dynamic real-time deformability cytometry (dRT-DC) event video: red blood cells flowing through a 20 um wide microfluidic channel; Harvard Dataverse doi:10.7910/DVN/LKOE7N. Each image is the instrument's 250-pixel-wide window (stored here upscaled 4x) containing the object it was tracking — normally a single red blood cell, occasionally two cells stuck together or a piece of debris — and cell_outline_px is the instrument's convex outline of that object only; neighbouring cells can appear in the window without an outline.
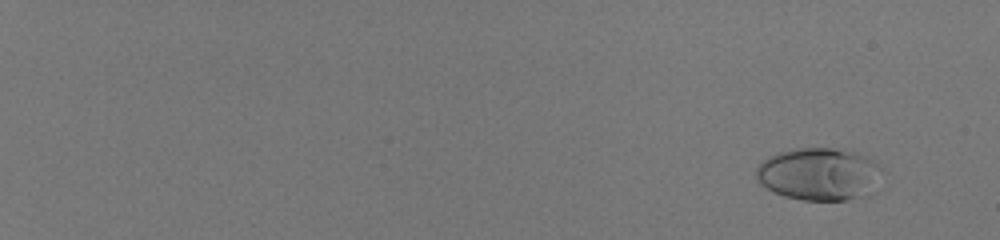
{"species": "human", "species_latin": "Homo sapiens", "temperature_condition": "room temperature", "stored_images_in_passage": 55, "camera_frame_rate_fps": 3000, "um_per_image_px": 0.085, "donor": {"sex": "male"}, "frame": {"image": 1, "passage_image": 2, "time_ms": 0.333, "image_size_px": [1000, 240], "cell_outline_px": [[880, 168], [856, 196], [848, 200], [804, 200], [784, 196], [760, 184], [756, 176], [756, 168], [768, 156], [780, 152], [800, 148], [832, 148], [856, 152], [872, 160]], "centroid_in_image_um": [69.41, 14.75], "position_along_channel_um": 15.6, "area_um2": 36.53}}
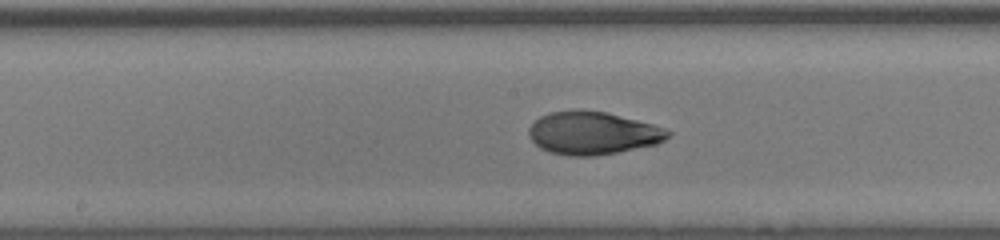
{"frame": {"image": 2, "passage_image": 34, "time_ms": 11.0, "image_size_px": [1000, 240], "cell_outline_px": [[672, 136], [656, 144], [616, 152], [592, 156], [568, 156], [548, 152], [540, 148], [528, 136], [528, 128], [540, 116], [548, 112], [576, 108], [604, 112], [652, 124], [664, 128], [672, 132]], "centroid_in_image_um": [50.34, 11.3], "position_along_channel_um": 197.9, "area_um2": 34.91}}
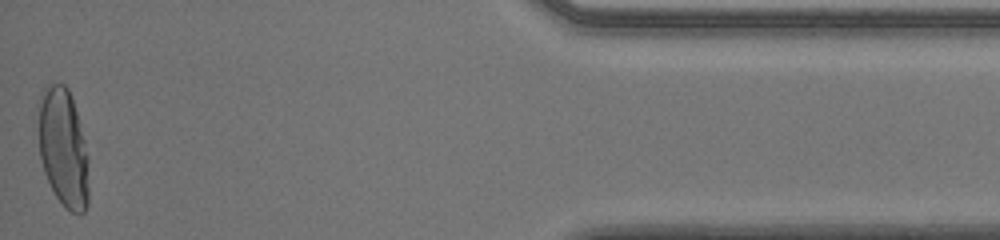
{"frame": {"image": 3, "passage_image": 55, "time_ms": 18.0, "image_size_px": [1000, 240], "cell_outline_px": [[88, 204], [84, 212], [80, 216], [64, 208], [56, 196], [44, 172], [40, 156], [40, 92], [48, 84], [64, 84], [68, 88], [76, 112], [84, 140], [88, 156]], "centroid_in_image_um": [5.4, 12.63], "position_along_channel_um": 429.8, "area_um2": 34.45}, "authors_computed_cell_mechanics": {"area_um2": 34.1598, "velocity_mm_per_s": 4.0459, "shape_relaxation_time_tau1_ms": 4.9328, "shape_relaxation_time_tau2_ms": 0.7626, "deformation_change_tau1": 0.2223, "deformation_change_tau2": 0.0506}}